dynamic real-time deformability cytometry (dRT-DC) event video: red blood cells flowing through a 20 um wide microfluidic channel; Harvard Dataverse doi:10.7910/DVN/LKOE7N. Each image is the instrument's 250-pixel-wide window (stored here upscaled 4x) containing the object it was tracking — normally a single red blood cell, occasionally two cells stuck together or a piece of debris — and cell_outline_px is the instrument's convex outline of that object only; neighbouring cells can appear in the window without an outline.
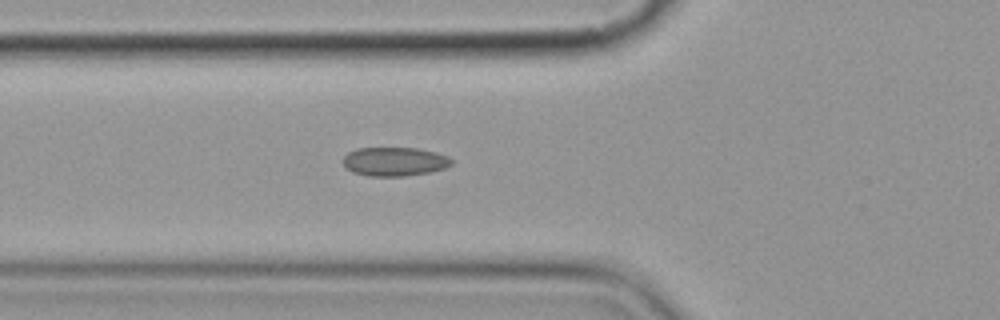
{"species": "common noctule bat (a hibernating species)", "species_latin": "Nyctalus noctula", "temperature_condition": "cold", "stored_images_in_passage": 6, "camera_frame_rate_fps": 3000, "um_per_image_px": 0.085, "animal": {"sex": "female", "body_mass_g": 19.9}, "frame": {"image": 1, "passage_image": 6, "time_ms": 5.667, "image_size_px": [1000, 320], "cell_outline_px": [[452, 164], [444, 168], [428, 172], [404, 176], [368, 176], [352, 172], [344, 164], [344, 156], [348, 152], [356, 148], [416, 148], [436, 152], [448, 156], [452, 160]], "centroid_in_image_um": [33.53, 13.73], "position_along_channel_um": 92.3, "area_um2": 18.15}}